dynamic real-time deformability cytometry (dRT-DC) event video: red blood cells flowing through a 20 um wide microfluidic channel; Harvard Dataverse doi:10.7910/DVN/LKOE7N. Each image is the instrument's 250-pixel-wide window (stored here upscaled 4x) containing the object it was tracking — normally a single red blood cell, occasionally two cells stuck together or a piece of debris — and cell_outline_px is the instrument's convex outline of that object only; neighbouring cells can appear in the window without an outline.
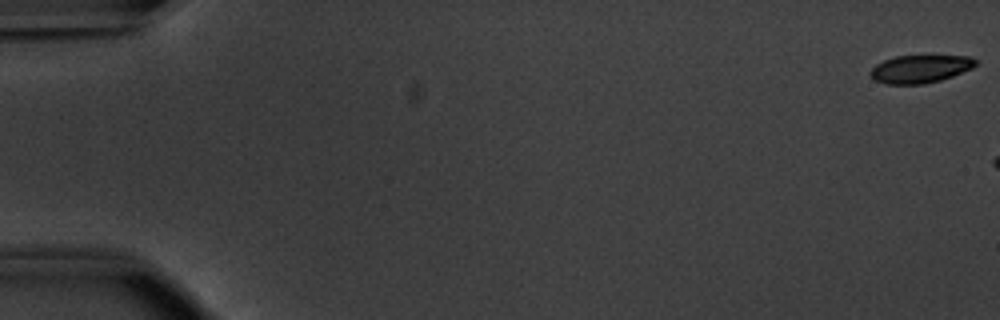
{"species": "common noctule bat (a hibernating species)", "species_latin": "Nyctalus noctula", "temperature_condition": "warm", "stored_images_in_passage": 6, "camera_frame_rate_fps": 3000, "um_per_image_px": 0.085, "animal": {"sex": "male", "body_mass_g": 20.1, "forearm_length_mm": 53.5}, "frame": {"image": 1, "passage_image": 1, "time_ms": 0.0, "image_size_px": [1000, 320], "cell_outline_px": [[976, 64], [972, 68], [952, 76], [940, 80], [924, 84], [884, 84], [876, 80], [868, 72], [876, 64], [884, 60], [896, 56], [968, 56], [976, 60]], "centroid_in_image_um": [78.19, 5.86], "position_along_channel_um": 6.8, "area_um2": 16.94}}